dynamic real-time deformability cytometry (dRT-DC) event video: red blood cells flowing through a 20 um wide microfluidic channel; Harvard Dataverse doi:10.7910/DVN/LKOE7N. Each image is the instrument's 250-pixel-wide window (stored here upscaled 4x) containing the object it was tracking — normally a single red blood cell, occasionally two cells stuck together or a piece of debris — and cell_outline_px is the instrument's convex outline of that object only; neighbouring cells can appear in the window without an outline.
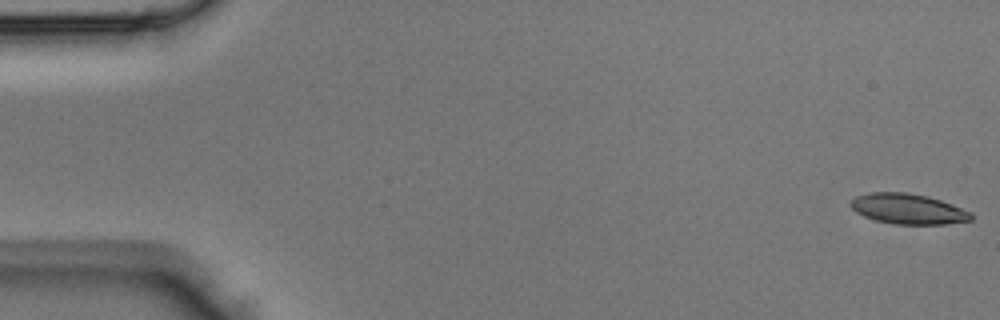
{"species": "Egyptian fruit bat (a non-hibernating species)", "species_latin": "Rousettus aegyptiacus", "temperature_condition": "room temperature", "stored_images_in_passage": 45, "camera_frame_rate_fps": 3000, "um_per_image_px": 0.085, "animal": {"sex": "male"}, "frame": {"image": 1, "passage_image": 1, "time_ms": 0.0, "image_size_px": [1000, 320], "cell_outline_px": [[972, 220], [944, 224], [896, 224], [876, 220], [864, 216], [856, 212], [848, 204], [856, 196], [868, 192], [908, 192], [928, 196], [952, 204], [972, 212]], "centroid_in_image_um": [77.18, 17.74], "position_along_channel_um": 7.8, "area_um2": 21.33}}
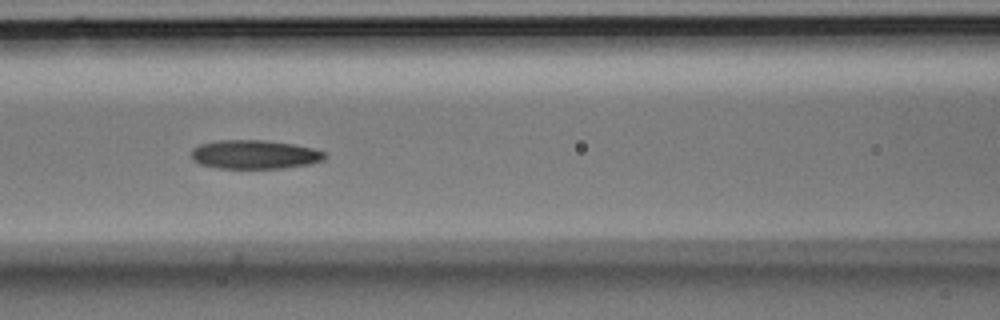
{"frame": {"image": 2, "passage_image": 19, "time_ms": 6.0, "image_size_px": [1000, 320], "cell_outline_px": [[324, 160], [312, 164], [284, 168], [216, 168], [200, 164], [192, 160], [192, 148], [200, 144], [220, 140], [264, 140], [292, 144], [312, 148], [324, 152]], "centroid_in_image_um": [21.62, 13.14], "position_along_channel_um": 145.0, "area_um2": 22.43}}
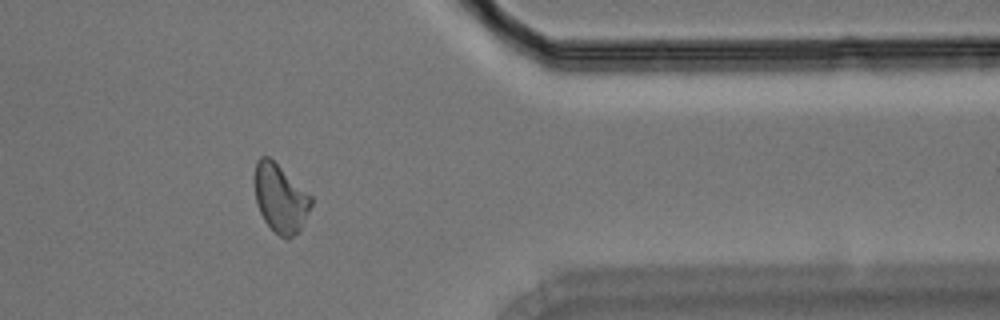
{"frame": {"image": 3, "passage_image": 36, "time_ms": 11.667, "image_size_px": [1000, 320], "cell_outline_px": [[312, 204], [300, 228], [288, 240], [280, 236], [264, 220], [256, 204], [256, 160], [260, 156], [268, 156], [312, 196]], "centroid_in_image_um": [23.83, 16.85], "position_along_channel_um": 387.6, "area_um2": 21.85}}